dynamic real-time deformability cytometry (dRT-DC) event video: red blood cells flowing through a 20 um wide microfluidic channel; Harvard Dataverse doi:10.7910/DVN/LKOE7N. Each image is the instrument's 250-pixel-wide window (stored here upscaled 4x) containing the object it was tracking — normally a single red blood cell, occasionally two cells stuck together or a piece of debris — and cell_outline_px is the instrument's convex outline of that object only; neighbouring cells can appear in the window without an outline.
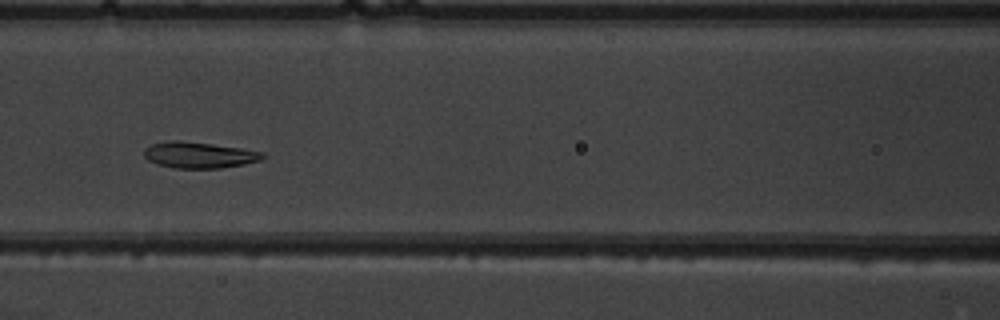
{"species": "common noctule bat (a hibernating species)", "species_latin": "Nyctalus noctula", "temperature_condition": "warm", "stored_images_in_passage": 8, "segment_of_instrument_passage": [1, 2], "camera_frame_rate_fps": 3000, "um_per_image_px": 0.085, "animal": {"sex": "male", "body_mass_g": 19.5, "forearm_length_mm": 54.6}, "frame": {"image": 1, "passage_image": 5, "time_ms": 5.333, "image_size_px": [1000, 320], "cell_outline_px": [[264, 156], [260, 160], [244, 164], [220, 168], [176, 168], [160, 164], [148, 160], [144, 156], [144, 148], [152, 144], [168, 140], [180, 140], [212, 144], [240, 148], [264, 152]], "centroid_in_image_um": [16.91, 13.16], "position_along_channel_um": 149.7, "area_um2": 17.92}}
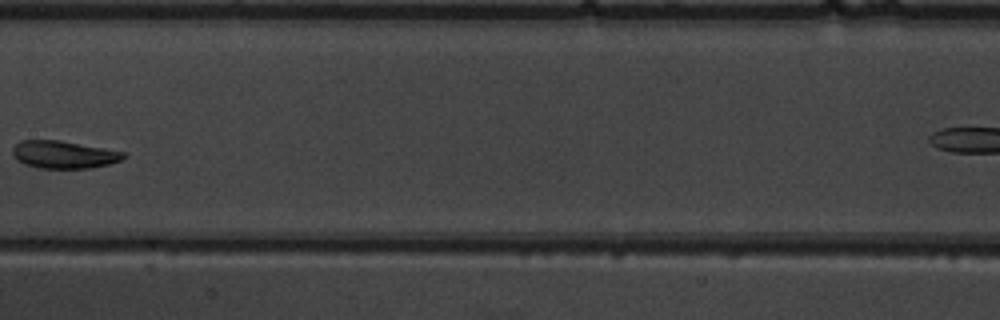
{"frame": {"image": 2, "passage_image": 6, "time_ms": 6.667, "image_size_px": [1000, 320], "cell_outline_px": [[124, 156], [120, 160], [108, 164], [92, 168], [36, 168], [24, 164], [16, 160], [12, 152], [12, 148], [20, 140], [60, 140], [104, 148], [124, 152]], "centroid_in_image_um": [5.36, 13.14], "position_along_channel_um": 202.0, "area_um2": 17.8}}
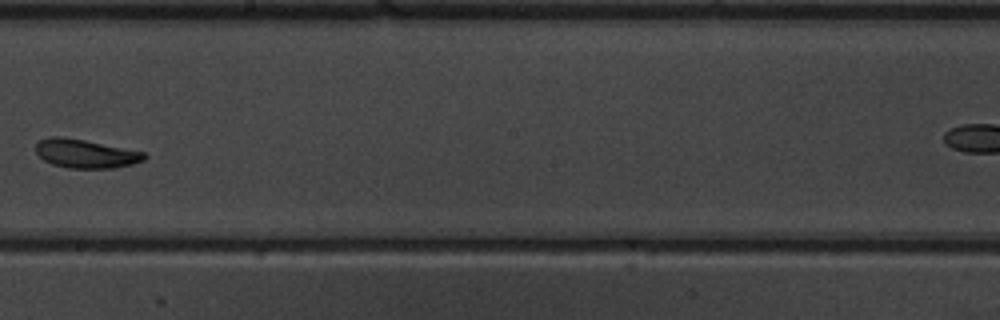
{"frame": {"image": 3, "passage_image": 7, "time_ms": 7.667, "image_size_px": [1000, 320], "cell_outline_px": [[148, 156], [144, 160], [132, 164], [112, 168], [68, 168], [52, 164], [44, 160], [36, 152], [36, 144], [40, 140], [48, 136], [60, 136], [84, 140], [144, 152]], "centroid_in_image_um": [7.26, 13.06], "position_along_channel_um": 240.9, "area_um2": 18.03}}